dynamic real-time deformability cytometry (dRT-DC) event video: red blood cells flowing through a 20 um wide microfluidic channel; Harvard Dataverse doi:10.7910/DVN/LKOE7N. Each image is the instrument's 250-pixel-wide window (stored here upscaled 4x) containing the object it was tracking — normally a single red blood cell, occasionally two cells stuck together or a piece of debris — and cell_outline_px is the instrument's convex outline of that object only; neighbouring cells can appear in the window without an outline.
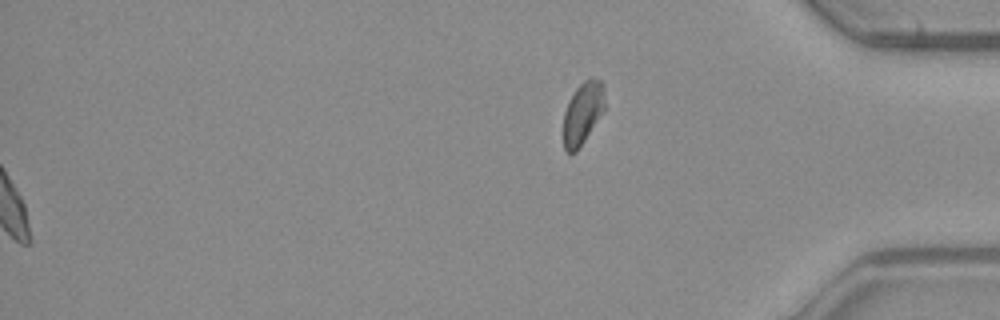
{"species": "common noctule bat (a hibernating species)", "species_latin": "Nyctalus noctula", "temperature_condition": "warm", "stored_images_in_passage": 54, "segment_of_instrument_passage": [2, 2], "camera_frame_rate_fps": 3000, "um_per_image_px": 0.085, "animal": {"sex": "male", "body_mass_g": 23.1, "forearm_length_mm": 52.7}, "frame": {"image": 1, "passage_image": 54, "time_ms": 17.667, "image_size_px": [1000, 320], "cell_outline_px": [[604, 112], [576, 152], [568, 152], [564, 148], [564, 112], [568, 100], [576, 88], [588, 76], [592, 76], [600, 80], [604, 84]], "centroid_in_image_um": [49.55, 9.55], "position_along_channel_um": 385.6, "area_um2": 15.14}}